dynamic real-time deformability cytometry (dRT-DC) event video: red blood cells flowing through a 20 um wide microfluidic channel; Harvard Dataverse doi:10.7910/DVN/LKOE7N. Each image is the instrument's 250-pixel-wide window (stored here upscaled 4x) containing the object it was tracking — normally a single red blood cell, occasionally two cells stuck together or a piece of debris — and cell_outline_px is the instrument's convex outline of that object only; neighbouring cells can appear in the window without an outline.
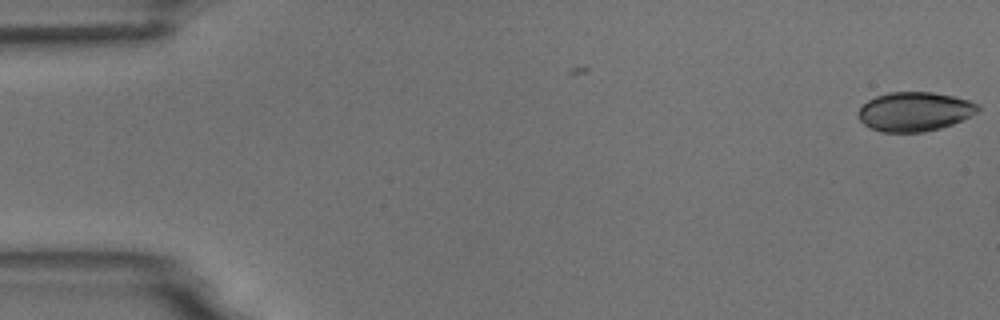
{"species": "common noctule bat (a hibernating species)", "species_latin": "Nyctalus noctula", "temperature_condition": "room temperature", "stored_images_in_passage": 6, "camera_frame_rate_fps": 3000, "um_per_image_px": 0.085, "animal": {"sex": "male", "body_mass_g": 18.8}, "frame": {"image": 1, "passage_image": 1, "time_ms": 0.0, "image_size_px": [1000, 320], "cell_outline_px": [[980, 108], [976, 112], [952, 124], [940, 128], [924, 132], [880, 132], [864, 124], [860, 120], [860, 108], [868, 100], [876, 96], [888, 92], [932, 92], [952, 96], [968, 100], [980, 104]], "centroid_in_image_um": [77.74, 9.48], "position_along_channel_um": 7.3, "area_um2": 27.05}}